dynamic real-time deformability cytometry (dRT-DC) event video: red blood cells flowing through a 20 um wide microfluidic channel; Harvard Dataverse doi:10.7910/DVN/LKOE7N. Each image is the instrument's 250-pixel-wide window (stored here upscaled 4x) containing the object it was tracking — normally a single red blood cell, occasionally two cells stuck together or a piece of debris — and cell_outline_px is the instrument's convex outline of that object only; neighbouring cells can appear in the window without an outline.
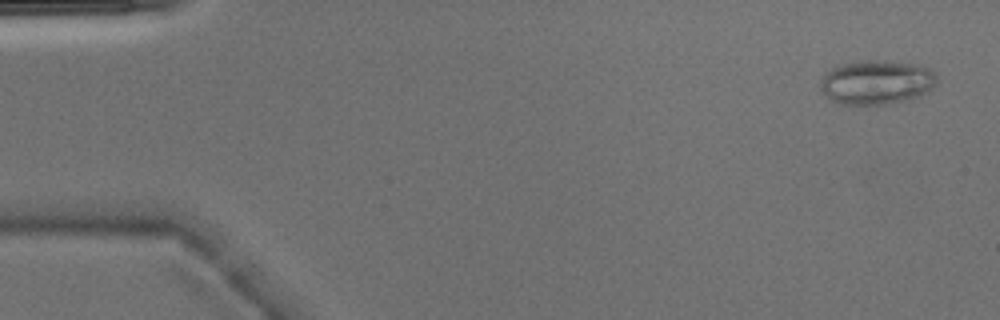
{"species": "Egyptian fruit bat (a non-hibernating species)", "species_latin": "Rousettus aegyptiacus", "temperature_condition": "warm", "stored_images_in_passage": 4, "camera_frame_rate_fps": 3000, "um_per_image_px": 0.085, "animal": {"sex": "male"}, "frame": {"image": 1, "passage_image": 1, "time_ms": 0.0, "image_size_px": [1000, 320], "cell_outline_px": [[936, 84], [928, 92], [904, 100], [888, 104], [836, 104], [820, 88], [820, 80], [836, 64], [864, 60], [884, 60], [920, 64], [928, 68], [936, 76]], "centroid_in_image_um": [74.5, 6.97], "position_along_channel_um": 10.5, "area_um2": 30.06}}